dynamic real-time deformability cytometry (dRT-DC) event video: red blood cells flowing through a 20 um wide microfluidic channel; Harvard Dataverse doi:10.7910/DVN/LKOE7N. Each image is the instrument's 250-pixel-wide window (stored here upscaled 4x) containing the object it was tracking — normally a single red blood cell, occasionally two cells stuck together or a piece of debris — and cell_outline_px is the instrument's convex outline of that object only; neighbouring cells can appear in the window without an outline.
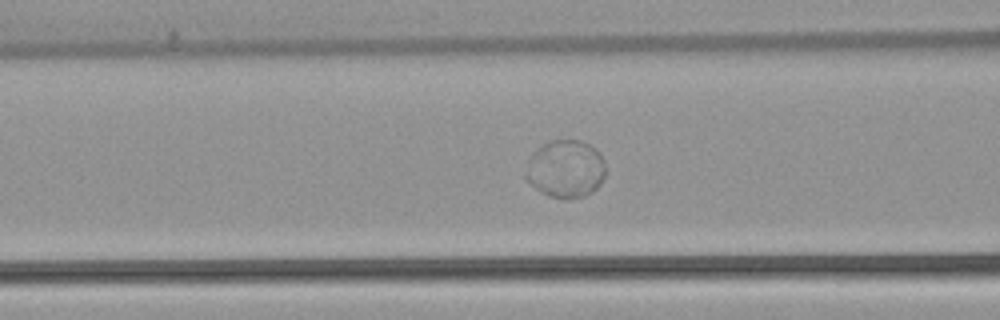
{"species": "common noctule bat (a hibernating species)", "species_latin": "Nyctalus noctula", "temperature_condition": "warm", "stored_images_in_passage": 55, "camera_frame_rate_fps": 3000, "um_per_image_px": 0.085, "animal": {"sex": "female", "body_mass_g": 22.7, "forearm_length_mm": 54.2}, "frame": {"image": 1, "passage_image": 23, "time_ms": 7.333, "image_size_px": [1000, 320], "cell_outline_px": [[604, 176], [600, 184], [592, 192], [584, 196], [548, 196], [540, 192], [528, 184], [524, 176], [528, 160], [536, 148], [552, 140], [580, 140], [596, 148], [604, 160]], "centroid_in_image_um": [48.04, 14.33], "position_along_channel_um": 118.6, "area_um2": 26.7}}
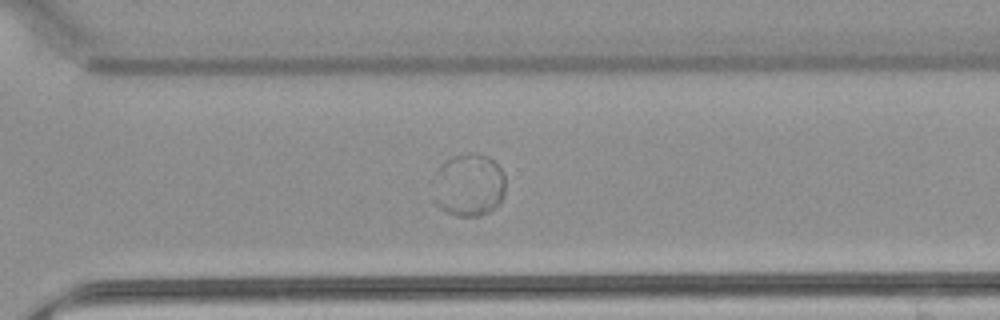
{"frame": {"image": 2, "passage_image": 40, "time_ms": 13.0, "image_size_px": [1000, 320], "cell_outline_px": [[504, 196], [500, 204], [488, 212], [476, 216], [456, 216], [440, 208], [436, 204], [436, 172], [440, 164], [452, 156], [472, 152], [488, 156], [504, 172]], "centroid_in_image_um": [39.89, 15.72], "position_along_channel_um": 330.7, "area_um2": 26.3}}
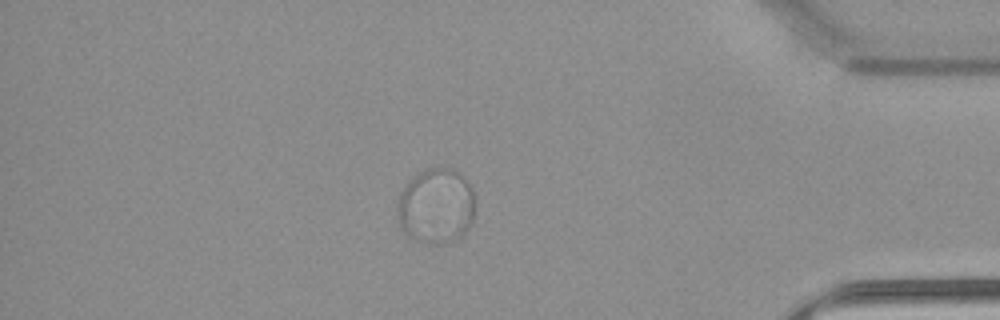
{"frame": {"image": 3, "passage_image": 48, "time_ms": 15.667, "image_size_px": [1000, 320], "cell_outline_px": [[472, 220], [464, 236], [448, 244], [428, 244], [416, 240], [408, 236], [400, 228], [396, 216], [396, 204], [400, 192], [408, 180], [412, 176], [428, 168], [452, 168], [460, 172], [472, 188]], "centroid_in_image_um": [37.02, 17.54], "position_along_channel_um": 398.2, "area_um2": 34.68}}